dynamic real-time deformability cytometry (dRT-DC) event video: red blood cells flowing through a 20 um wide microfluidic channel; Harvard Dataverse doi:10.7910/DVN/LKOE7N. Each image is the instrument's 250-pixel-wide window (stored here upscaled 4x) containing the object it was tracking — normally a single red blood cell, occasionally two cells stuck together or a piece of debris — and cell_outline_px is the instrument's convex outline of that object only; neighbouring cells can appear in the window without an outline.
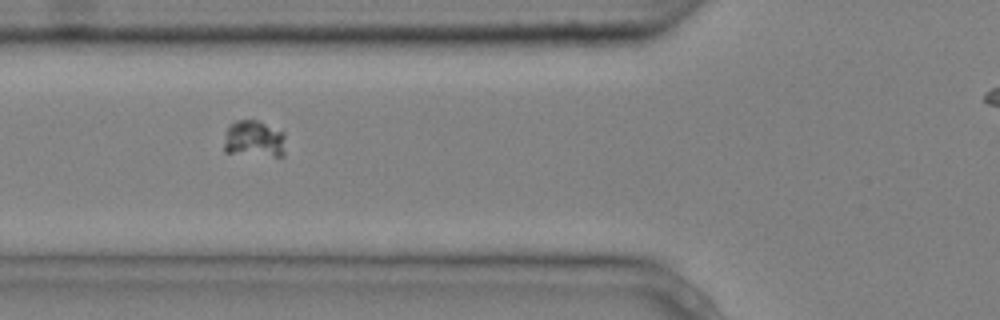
{"species": "common noctule bat (a hibernating species)", "species_latin": "Nyctalus noctula", "temperature_condition": "cold", "stored_images_in_passage": 5, "camera_frame_rate_fps": 3000, "um_per_image_px": 0.085, "animal": {"sex": "male", "body_mass_g": 20.4}, "frame": {"image": 1, "passage_image": 2, "time_ms": 0.333, "image_size_px": [1000, 320], "cell_outline_px": [[284, 156], [272, 156], [224, 152], [224, 144], [228, 124], [236, 120], [256, 120], [284, 132]], "centroid_in_image_um": [21.58, 11.8], "position_along_channel_um": 104.2, "area_um2": 13.18}}